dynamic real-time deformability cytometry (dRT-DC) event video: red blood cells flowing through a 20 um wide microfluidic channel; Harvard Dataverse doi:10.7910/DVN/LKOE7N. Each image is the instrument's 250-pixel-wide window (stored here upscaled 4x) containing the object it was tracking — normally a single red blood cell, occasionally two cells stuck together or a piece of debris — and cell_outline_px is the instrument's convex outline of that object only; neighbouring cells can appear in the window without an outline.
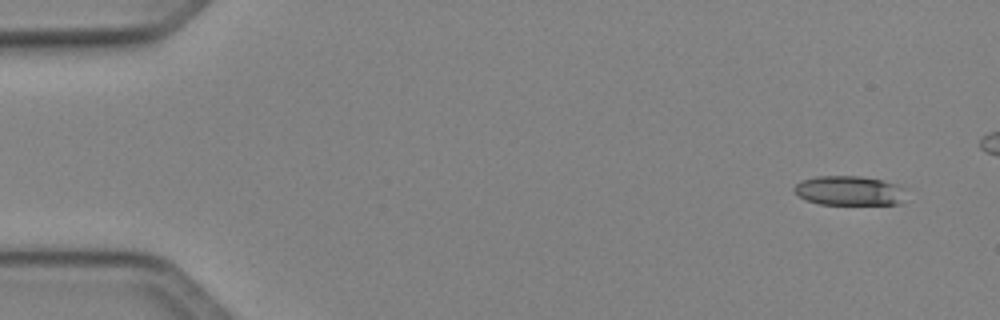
{"species": "Egyptian fruit bat (a non-hibernating species)", "species_latin": "Rousettus aegyptiacus", "temperature_condition": "cold", "stored_images_in_passage": 43, "camera_frame_rate_fps": 3000, "um_per_image_px": 0.085, "animal": {"sex": "female"}, "frame": {"image": 1, "passage_image": 1, "time_ms": 0.0, "image_size_px": [1000, 320], "cell_outline_px": [[912, 188], [900, 204], [820, 204], [804, 200], [792, 188], [800, 180], [816, 176], [860, 176], [880, 180]], "centroid_in_image_um": [72.26, 16.2], "position_along_channel_um": 12.7, "area_um2": 19.65}}
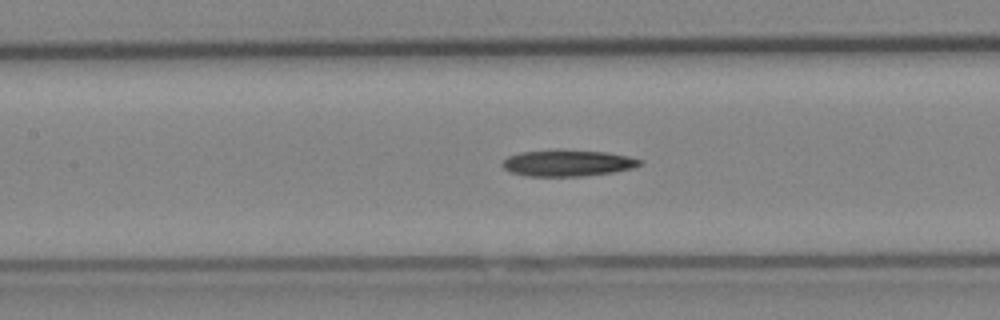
{"frame": {"image": 2, "passage_image": 21, "time_ms": 6.667, "image_size_px": [1000, 320], "cell_outline_px": [[644, 164], [632, 168], [612, 172], [584, 176], [524, 176], [508, 172], [500, 164], [508, 156], [520, 152], [608, 152], [628, 156], [644, 160]], "centroid_in_image_um": [48.26, 13.9], "position_along_channel_um": 159.1, "area_um2": 20.52}}
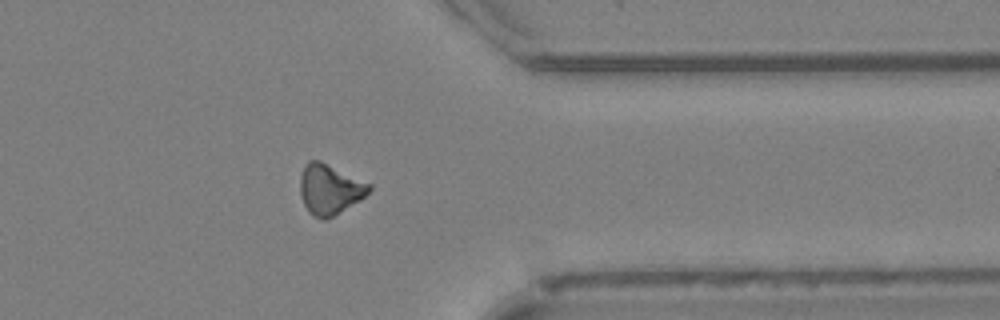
{"frame": {"image": 3, "passage_image": 38, "time_ms": 12.333, "image_size_px": [1000, 320], "cell_outline_px": [[372, 188], [360, 200], [332, 216], [324, 220], [312, 216], [308, 212], [300, 196], [300, 176], [304, 164], [308, 160], [320, 160], [372, 184]], "centroid_in_image_um": [28.0, 16.07], "position_along_channel_um": 383.4, "area_um2": 20.29}}